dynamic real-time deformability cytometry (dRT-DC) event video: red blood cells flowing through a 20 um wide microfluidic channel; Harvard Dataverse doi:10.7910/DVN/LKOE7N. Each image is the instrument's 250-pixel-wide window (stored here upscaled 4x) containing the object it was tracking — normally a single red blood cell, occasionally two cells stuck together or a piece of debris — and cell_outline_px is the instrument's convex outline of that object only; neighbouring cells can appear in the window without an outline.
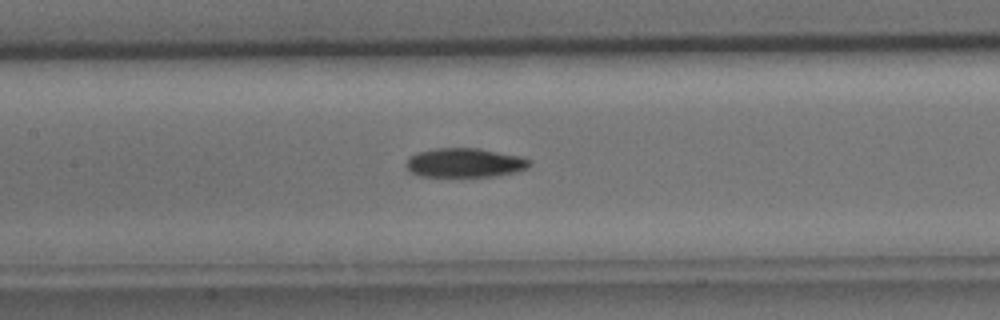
{"species": "common noctule bat (a hibernating species)", "species_latin": "Nyctalus noctula", "temperature_condition": "cold", "stored_images_in_passage": 34, "segment_of_instrument_passage": [1, 2], "camera_frame_rate_fps": 3000, "um_per_image_px": 0.085, "animal": {"sex": "male", "body_mass_g": 15.6}, "frame": {"image": 1, "passage_image": 10, "time_ms": 3.0, "image_size_px": [1000, 320], "cell_outline_px": [[532, 164], [528, 168], [516, 172], [492, 176], [420, 176], [412, 172], [404, 164], [408, 156], [416, 152], [436, 148], [480, 148], [524, 156], [532, 160]], "centroid_in_image_um": [39.54, 13.81], "position_along_channel_um": 167.9, "area_um2": 21.33}}
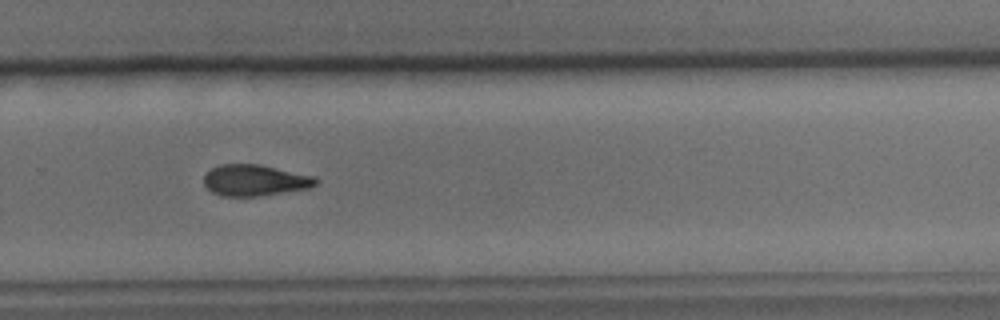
{"frame": {"image": 2, "passage_image": 19, "time_ms": 6.0, "image_size_px": [1000, 320], "cell_outline_px": [[320, 180], [316, 184], [308, 188], [256, 196], [220, 196], [212, 192], [204, 184], [204, 176], [212, 168], [220, 164], [260, 164], [316, 176]], "centroid_in_image_um": [21.68, 15.31], "position_along_channel_um": 308.1, "area_um2": 20.35}}
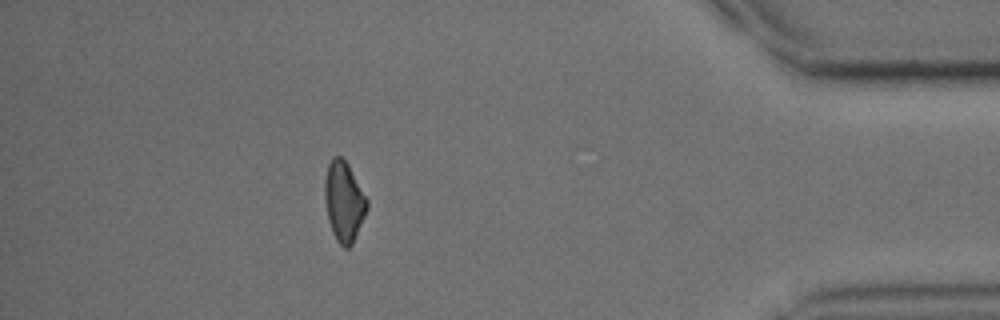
{"frame": {"image": 3, "passage_image": 28, "time_ms": 9.0, "image_size_px": [1000, 320], "cell_outline_px": [[368, 208], [352, 244], [348, 248], [344, 248], [336, 240], [332, 232], [328, 220], [324, 200], [324, 180], [328, 164], [332, 156], [340, 156], [348, 164], [368, 200]], "centroid_in_image_um": [29.22, 17.12], "position_along_channel_um": 406.0, "area_um2": 19.77}}